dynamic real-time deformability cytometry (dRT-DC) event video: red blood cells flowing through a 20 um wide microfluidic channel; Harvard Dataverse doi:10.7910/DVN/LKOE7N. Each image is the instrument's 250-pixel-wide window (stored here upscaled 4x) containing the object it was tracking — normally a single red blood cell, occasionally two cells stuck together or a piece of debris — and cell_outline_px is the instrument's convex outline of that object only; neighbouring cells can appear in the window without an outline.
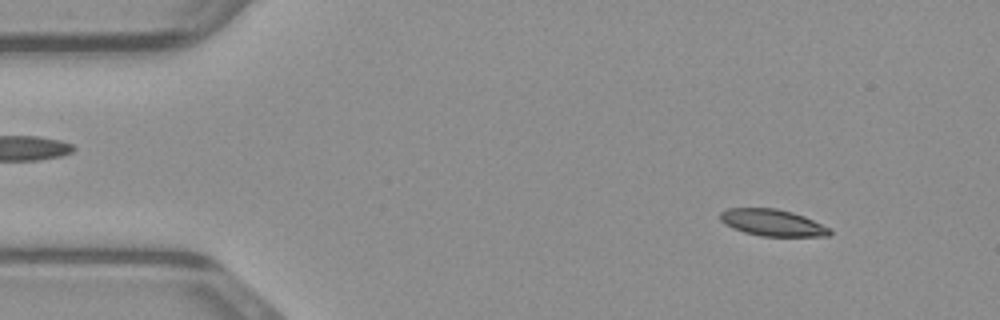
{"species": "common noctule bat (a hibernating species)", "species_latin": "Nyctalus noctula", "temperature_condition": "warm", "stored_images_in_passage": 46, "camera_frame_rate_fps": 3000, "um_per_image_px": 0.085, "animal": {"sex": "male", "body_mass_g": 23.1, "forearm_length_mm": 52.7}, "frame": {"image": 1, "passage_image": 3, "time_ms": 0.667, "image_size_px": [1000, 320], "cell_outline_px": [[832, 232], [828, 236], [760, 236], [744, 232], [732, 228], [724, 224], [720, 220], [720, 212], [728, 208], [776, 208], [792, 212], [804, 216], [832, 228]], "centroid_in_image_um": [65.66, 18.93], "position_along_channel_um": 19.3, "area_um2": 17.17}}
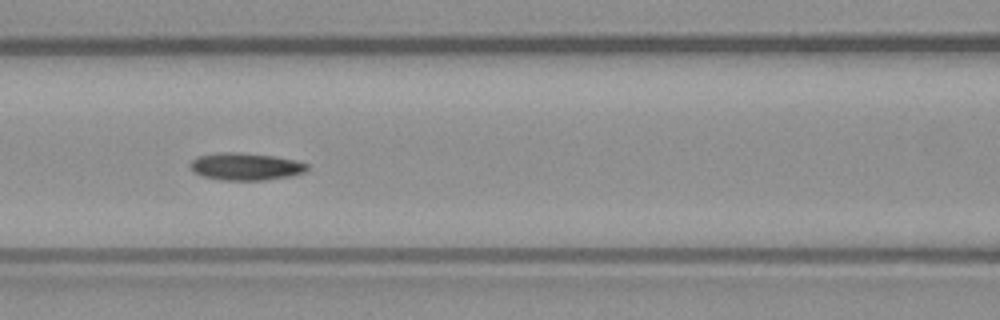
{"frame": {"image": 2, "passage_image": 18, "time_ms": 5.667, "image_size_px": [1000, 320], "cell_outline_px": [[308, 172], [292, 176], [264, 180], [220, 180], [200, 176], [188, 164], [196, 156], [216, 152], [236, 152], [272, 156], [296, 160], [308, 164]], "centroid_in_image_um": [20.88, 14.16], "position_along_channel_um": 145.7, "area_um2": 18.84}}
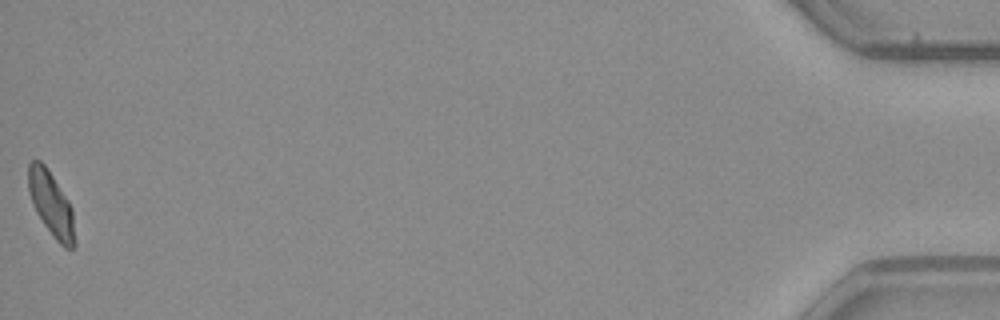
{"frame": {"image": 3, "passage_image": 46, "time_ms": 15.0, "image_size_px": [1000, 320], "cell_outline_px": [[76, 244], [72, 248], [64, 248], [52, 236], [36, 212], [32, 204], [28, 192], [28, 164], [32, 160], [40, 160], [44, 164], [68, 200], [72, 208]], "centroid_in_image_um": [4.34, 17.36], "position_along_channel_um": 430.9, "area_um2": 17.46}}